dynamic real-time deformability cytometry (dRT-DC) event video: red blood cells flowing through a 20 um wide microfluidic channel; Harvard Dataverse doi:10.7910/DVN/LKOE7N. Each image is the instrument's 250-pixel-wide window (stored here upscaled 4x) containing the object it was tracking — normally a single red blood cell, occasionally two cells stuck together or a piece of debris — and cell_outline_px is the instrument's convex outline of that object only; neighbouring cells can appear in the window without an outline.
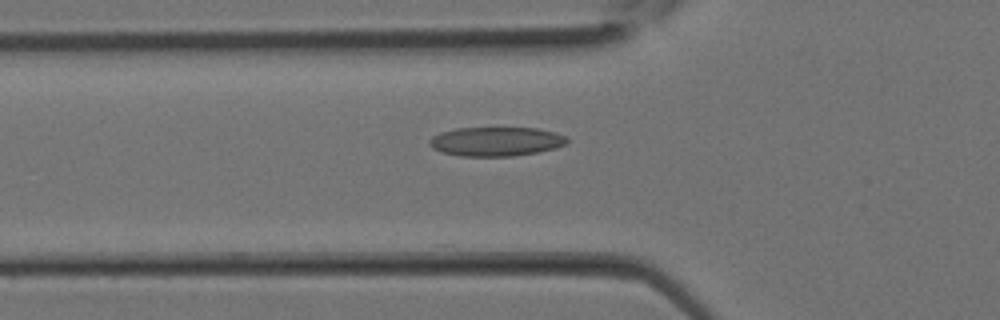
{"species": "Egyptian fruit bat (a non-hibernating species)", "species_latin": "Rousettus aegyptiacus", "temperature_condition": "room temperature", "stored_images_in_passage": 7, "camera_frame_rate_fps": 3000, "um_per_image_px": 0.085, "animal": {"sex": "female"}, "frame": {"image": 1, "passage_image": 3, "time_ms": 0.667, "image_size_px": [1000, 320], "cell_outline_px": [[568, 144], [556, 148], [536, 152], [512, 156], [460, 156], [444, 152], [432, 148], [428, 144], [428, 140], [432, 136], [440, 132], [456, 128], [536, 128], [556, 132], [564, 136], [568, 140]], "centroid_in_image_um": [42.15, 12.02], "position_along_channel_um": 83.6, "area_um2": 23.41}}
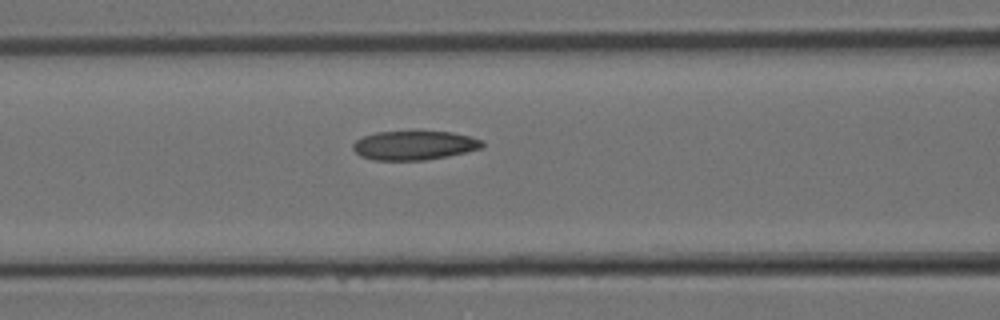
{"frame": {"image": 2, "passage_image": 5, "time_ms": 1.333, "image_size_px": [1000, 320], "cell_outline_px": [[484, 144], [480, 148], [448, 156], [424, 160], [372, 160], [360, 156], [352, 148], [352, 144], [356, 140], [364, 136], [376, 132], [416, 128], [452, 132], [472, 136], [484, 140]], "centroid_in_image_um": [35.21, 12.3], "position_along_channel_um": 131.4, "area_um2": 22.95}}
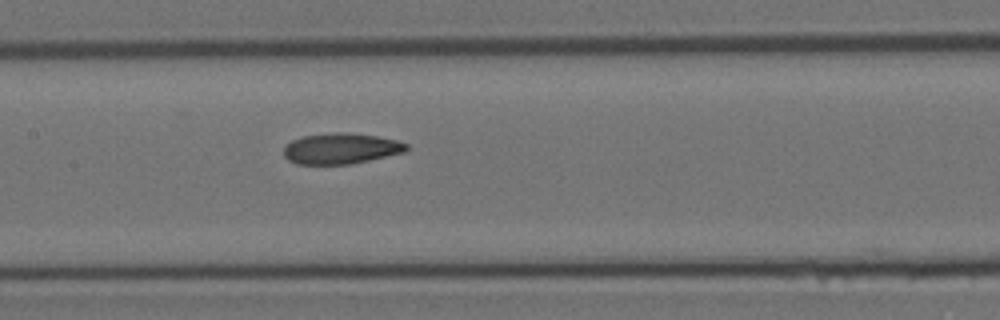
{"frame": {"image": 3, "passage_image": 7, "time_ms": 2.0, "image_size_px": [1000, 320], "cell_outline_px": [[408, 148], [404, 152], [352, 164], [296, 164], [288, 160], [284, 156], [284, 148], [292, 140], [304, 136], [336, 132], [352, 132], [376, 136], [396, 140], [408, 144]], "centroid_in_image_um": [28.98, 12.62], "position_along_channel_um": 178.4, "area_um2": 21.96}}